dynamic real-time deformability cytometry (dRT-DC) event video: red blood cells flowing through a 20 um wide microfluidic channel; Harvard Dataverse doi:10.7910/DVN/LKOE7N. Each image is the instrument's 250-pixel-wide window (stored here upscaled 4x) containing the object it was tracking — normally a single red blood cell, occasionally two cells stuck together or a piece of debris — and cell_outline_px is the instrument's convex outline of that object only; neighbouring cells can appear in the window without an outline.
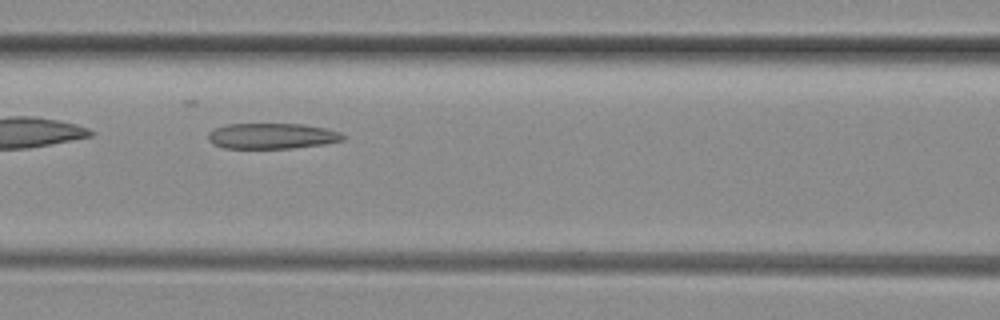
{"species": "common noctule bat (a hibernating species)", "species_latin": "Nyctalus noctula", "temperature_condition": "room temperature", "stored_images_in_passage": 9, "camera_frame_rate_fps": 3000, "um_per_image_px": 0.085, "animal": {"sex": "female", "body_mass_g": 29.2, "forearm_length_mm": 56.3}, "frame": {"image": 1, "passage_image": 8, "time_ms": 2.333, "image_size_px": [1000, 320], "cell_outline_px": [[344, 140], [324, 144], [292, 148], [224, 148], [212, 144], [208, 140], [208, 132], [216, 128], [228, 124], [300, 124], [324, 128], [340, 132], [344, 136]], "centroid_in_image_um": [23.09, 11.56], "position_along_channel_um": 143.5, "area_um2": 20.06}}